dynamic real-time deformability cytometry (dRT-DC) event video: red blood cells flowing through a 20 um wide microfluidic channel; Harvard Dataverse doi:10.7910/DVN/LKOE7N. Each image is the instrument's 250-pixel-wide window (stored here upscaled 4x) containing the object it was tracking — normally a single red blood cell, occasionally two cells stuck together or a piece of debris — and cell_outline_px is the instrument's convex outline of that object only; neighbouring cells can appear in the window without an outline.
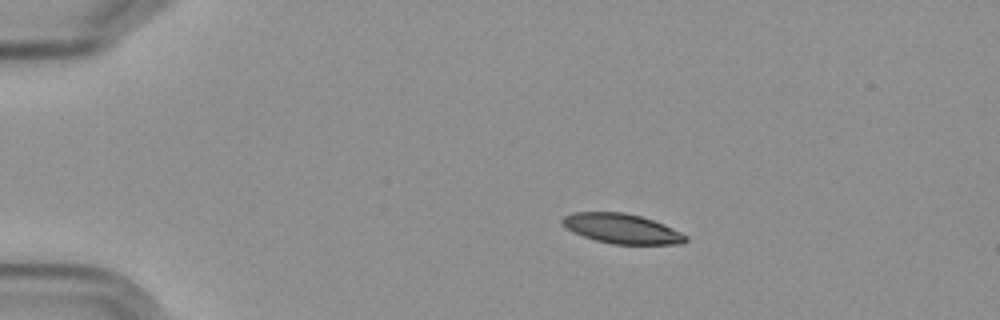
{"species": "Egyptian fruit bat (a non-hibernating species)", "species_latin": "Rousettus aegyptiacus", "temperature_condition": "cold", "stored_images_in_passage": 4, "camera_frame_rate_fps": 3000, "um_per_image_px": 0.085, "frame": {"image": 1, "passage_image": 2, "time_ms": 1.0, "image_size_px": [1000, 320], "cell_outline_px": [[688, 240], [680, 244], [612, 244], [596, 240], [572, 232], [560, 220], [564, 216], [572, 212], [624, 212], [640, 216], [664, 224], [688, 236]], "centroid_in_image_um": [52.86, 19.43], "position_along_channel_um": 32.1, "area_um2": 21.27}}
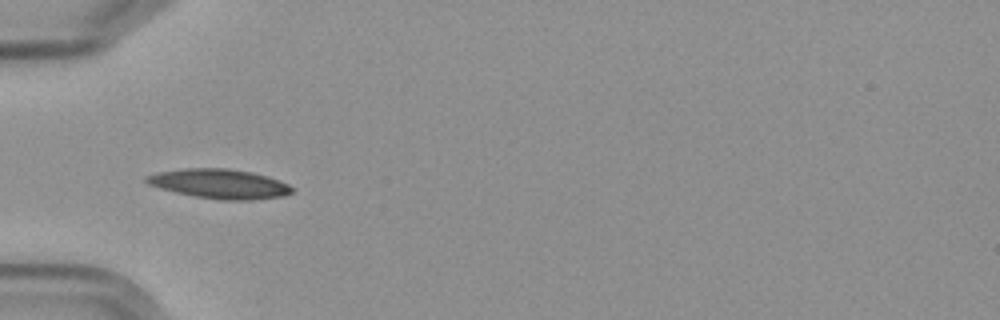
{"frame": {"image": 2, "passage_image": 4, "time_ms": 3.667, "image_size_px": [1000, 320], "cell_outline_px": [[292, 192], [284, 196], [252, 200], [220, 200], [192, 196], [160, 188], [148, 184], [144, 180], [144, 176], [156, 172], [184, 168], [228, 168], [252, 172], [268, 176], [280, 180], [288, 184], [292, 188]], "centroid_in_image_um": [18.64, 15.62], "position_along_channel_um": 66.4, "area_um2": 25.26}}